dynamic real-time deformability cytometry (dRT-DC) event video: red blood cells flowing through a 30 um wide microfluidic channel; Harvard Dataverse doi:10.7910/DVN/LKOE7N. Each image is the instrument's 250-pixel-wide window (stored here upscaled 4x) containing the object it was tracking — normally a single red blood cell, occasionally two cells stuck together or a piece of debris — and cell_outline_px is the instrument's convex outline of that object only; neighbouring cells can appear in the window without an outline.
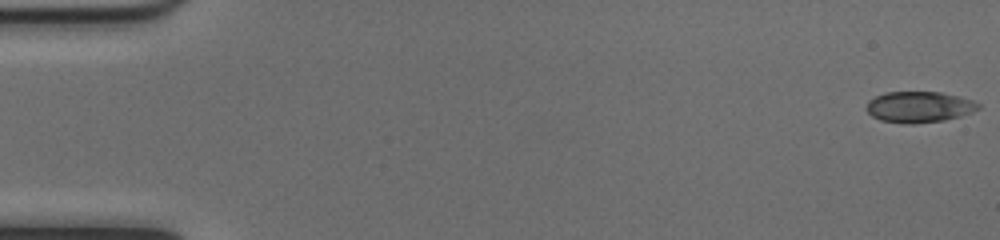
{"species": "common noctule bat (a hibernating species)", "species_latin": "Nyctalus noctula", "temperature_condition": "cold", "stored_images_in_passage": 52, "camera_frame_rate_fps": 3000, "um_per_image_px": 0.085, "animal": {"sex": "female", "body_mass_g": 17.0, "forearm_length_mm": 48.0}, "frame": {"image": 1, "passage_image": 1, "time_ms": 0.0, "image_size_px": [1000, 240], "cell_outline_px": [[980, 108], [972, 112], [960, 116], [944, 120], [912, 124], [904, 124], [880, 120], [872, 116], [864, 108], [868, 100], [884, 92], [940, 92], [960, 96], [972, 100], [980, 104]], "centroid_in_image_um": [78.1, 9.09], "position_along_channel_um": 6.9, "area_um2": 20.4}}
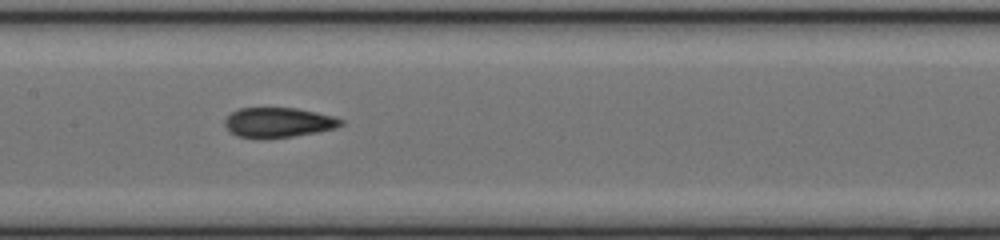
{"frame": {"image": 2, "passage_image": 26, "time_ms": 8.333, "image_size_px": [1000, 240], "cell_outline_px": [[344, 124], [336, 128], [316, 132], [292, 136], [236, 136], [228, 132], [224, 124], [224, 120], [232, 112], [240, 108], [296, 108], [316, 112], [332, 116], [344, 120]], "centroid_in_image_um": [23.67, 10.38], "position_along_channel_um": 183.7, "area_um2": 19.71}}
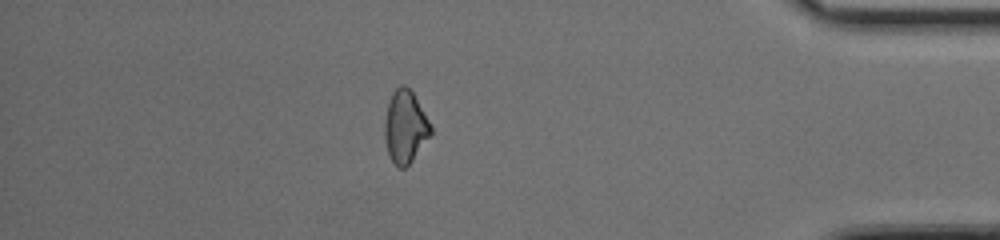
{"frame": {"image": 3, "passage_image": 45, "time_ms": 14.667, "image_size_px": [1000, 240], "cell_outline_px": [[432, 136], [412, 160], [404, 168], [396, 168], [388, 152], [384, 136], [384, 120], [388, 104], [392, 92], [400, 84], [404, 84], [412, 92], [428, 120], [432, 128]], "centroid_in_image_um": [34.44, 10.79], "position_along_channel_um": 400.8, "area_um2": 19.48}, "authors_computed_cell_mechanics": {"area_um2": 20.1722, "velocity_mm_per_s": 4.0545, "shape_relaxation_time_tau1_ms": null, "shape_relaxation_time_tau2_ms": 2.5017, "deformation_change_tau1": null, "deformation_change_tau2": 0.0716}}